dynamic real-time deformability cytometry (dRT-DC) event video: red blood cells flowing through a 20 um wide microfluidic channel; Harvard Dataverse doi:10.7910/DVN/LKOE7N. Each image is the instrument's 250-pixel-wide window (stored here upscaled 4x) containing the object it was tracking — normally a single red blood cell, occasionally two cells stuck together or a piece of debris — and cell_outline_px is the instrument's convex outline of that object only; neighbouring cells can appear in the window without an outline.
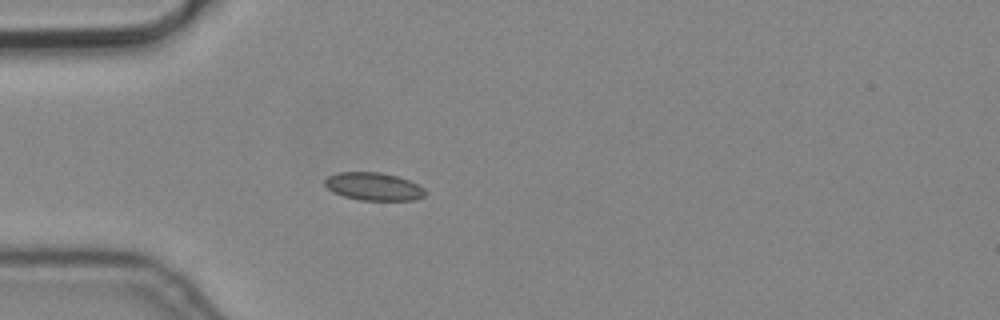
{"species": "common noctule bat (a hibernating species)", "species_latin": "Nyctalus noctula", "temperature_condition": "cold", "stored_images_in_passage": 3, "camera_frame_rate_fps": 3000, "um_per_image_px": 0.085, "animal": {"sex": "male", "body_mass_g": 19.2, "forearm_length_mm": 51.8}, "frame": {"image": 1, "passage_image": 3, "time_ms": 0.667, "image_size_px": [1000, 320], "cell_outline_px": [[428, 192], [424, 196], [416, 200], [360, 200], [344, 196], [332, 192], [324, 184], [324, 180], [328, 176], [336, 172], [380, 172], [396, 176], [408, 180], [424, 188]], "centroid_in_image_um": [31.75, 15.85], "position_along_channel_um": 53.2, "area_um2": 16.36}}